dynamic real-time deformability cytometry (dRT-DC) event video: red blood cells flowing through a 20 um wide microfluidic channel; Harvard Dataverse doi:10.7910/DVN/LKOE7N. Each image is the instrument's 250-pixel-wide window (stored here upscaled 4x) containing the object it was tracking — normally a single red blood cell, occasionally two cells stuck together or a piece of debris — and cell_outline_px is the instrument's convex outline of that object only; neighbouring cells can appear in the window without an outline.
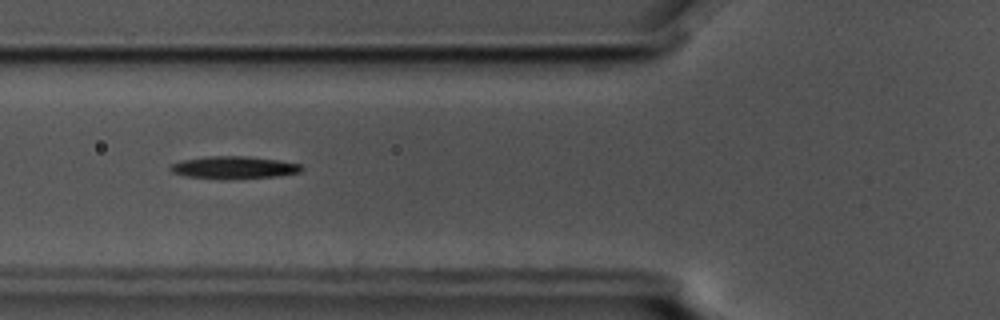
{"species": "common noctule bat (a hibernating species)", "species_latin": "Nyctalus noctula", "temperature_condition": "cold", "stored_images_in_passage": 53, "camera_frame_rate_fps": 3000, "um_per_image_px": 0.085, "animal": {"sex": "male", "body_mass_g": 17.5, "forearm_length_mm": 52.3}, "frame": {"image": 1, "passage_image": 18, "time_ms": 5.667, "image_size_px": [1000, 320], "cell_outline_px": [[304, 168], [300, 172], [276, 176], [188, 176], [172, 172], [168, 168], [172, 164], [184, 160], [208, 156], [248, 156], [280, 160], [300, 164]], "centroid_in_image_um": [19.94, 14.17], "position_along_channel_um": 105.9, "area_um2": 15.95}}
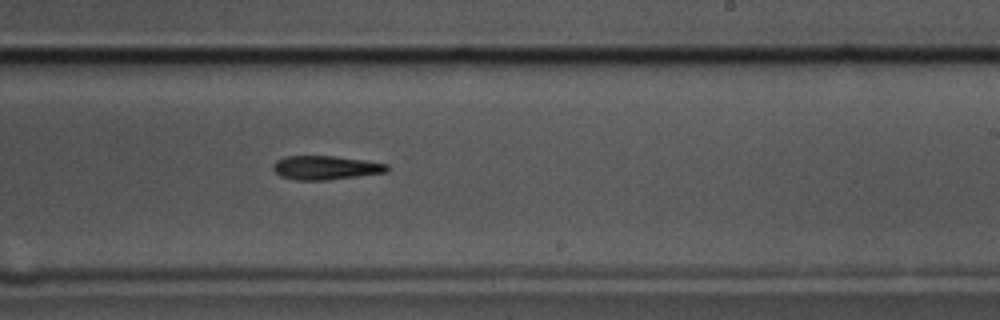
{"frame": {"image": 2, "passage_image": 31, "time_ms": 10.0, "image_size_px": [1000, 320], "cell_outline_px": [[388, 172], [328, 180], [296, 180], [280, 176], [272, 168], [272, 164], [276, 160], [284, 156], [332, 156], [364, 160], [388, 164]], "centroid_in_image_um": [27.65, 14.25], "position_along_channel_um": 261.3, "area_um2": 15.9}}
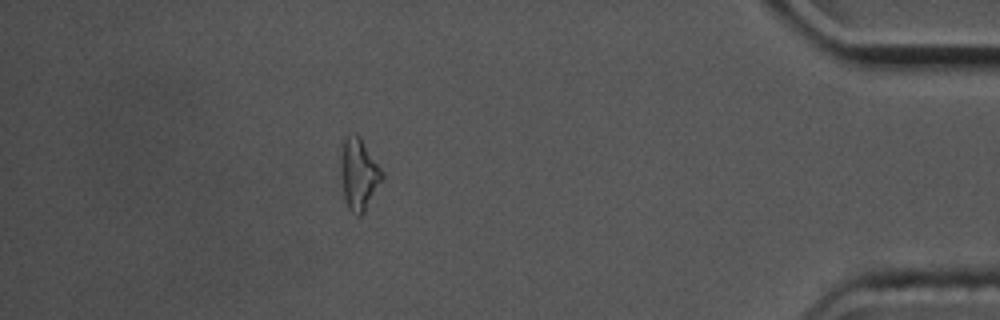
{"frame": {"image": 3, "passage_image": 47, "time_ms": 15.333, "image_size_px": [1000, 320], "cell_outline_px": [[384, 180], [364, 212], [360, 216], [356, 216], [348, 208], [344, 200], [340, 172], [340, 160], [344, 136], [352, 132], [360, 136], [384, 172]], "centroid_in_image_um": [30.51, 14.79], "position_along_channel_um": 404.7, "area_um2": 17.8}, "authors_computed_cell_mechanics": {"area_um2": 16.5886, "velocity_mm_per_s": 3.5891, "shape_relaxation_time_tau1_ms": 7.8652, "shape_relaxation_time_tau2_ms": null, "deformation_change_tau1": 0.1849, "deformation_change_tau2": null}}